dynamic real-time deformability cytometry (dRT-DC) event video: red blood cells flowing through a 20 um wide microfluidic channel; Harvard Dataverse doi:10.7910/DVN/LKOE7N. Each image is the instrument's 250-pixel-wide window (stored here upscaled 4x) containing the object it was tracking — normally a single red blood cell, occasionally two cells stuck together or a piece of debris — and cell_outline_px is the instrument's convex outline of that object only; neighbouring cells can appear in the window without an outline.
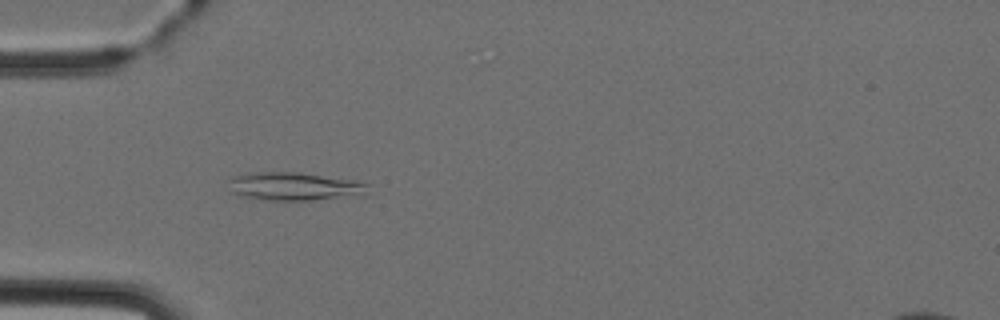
{"species": "Egyptian fruit bat (a non-hibernating species)", "species_latin": "Rousettus aegyptiacus", "temperature_condition": "cold", "stored_images_in_passage": 4, "camera_frame_rate_fps": 3000, "um_per_image_px": 0.085, "animal": {"sex": "female"}, "frame": {"image": 1, "passage_image": 3, "time_ms": 2.333, "image_size_px": [1000, 320], "cell_outline_px": [[372, 184], [364, 196], [312, 200], [264, 200], [240, 196], [232, 192], [228, 180], [236, 176], [260, 172], [300, 172], [356, 180]], "centroid_in_image_um": [25.14, 15.85], "position_along_channel_um": 59.9, "area_um2": 23.24}}